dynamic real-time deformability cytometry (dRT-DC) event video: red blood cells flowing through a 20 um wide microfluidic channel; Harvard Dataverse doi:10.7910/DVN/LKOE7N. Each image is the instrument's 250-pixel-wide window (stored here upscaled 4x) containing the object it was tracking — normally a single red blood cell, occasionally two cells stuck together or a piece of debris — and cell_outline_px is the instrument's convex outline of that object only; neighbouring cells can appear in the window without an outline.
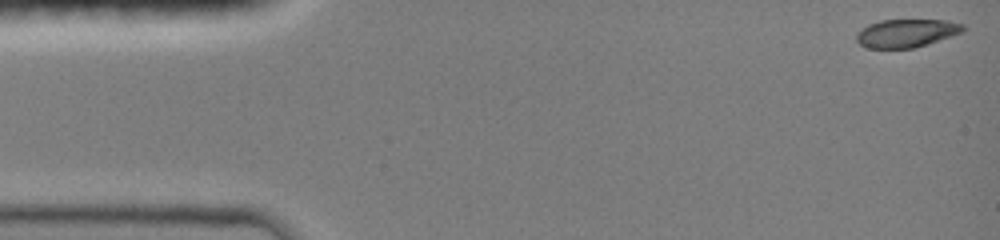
{"species": "common noctule bat (a hibernating species)", "species_latin": "Nyctalus noctula", "temperature_condition": "room temperature", "stored_images_in_passage": 18, "camera_frame_rate_fps": 3000, "um_per_image_px": 0.085, "animal": {"sex": "female", "body_mass_g": 19.0, "forearm_length_mm": 51.5}, "frame": {"image": 1, "passage_image": 1, "time_ms": 0.0, "image_size_px": [1000, 240], "cell_outline_px": [[964, 32], [912, 48], [864, 48], [856, 40], [856, 36], [868, 24], [880, 20], [948, 20], [964, 24]], "centroid_in_image_um": [77.05, 2.81], "position_along_channel_um": 7.9, "area_um2": 17.34}}
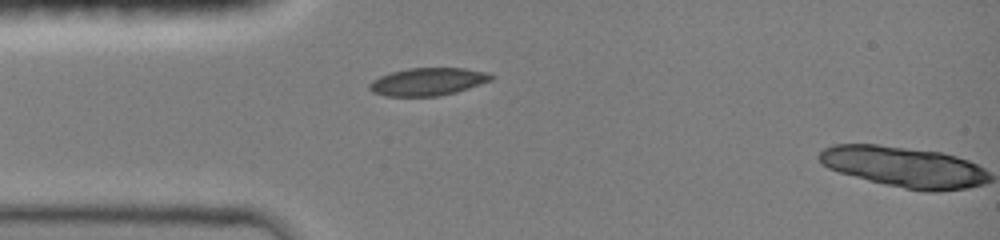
{"frame": {"image": 2, "passage_image": 17, "time_ms": 3.667, "image_size_px": [1000, 240], "cell_outline_px": [[496, 76], [492, 80], [456, 92], [436, 96], [388, 96], [372, 92], [368, 88], [368, 84], [372, 80], [380, 76], [392, 72], [408, 68], [464, 68], [488, 72]], "centroid_in_image_um": [36.37, 6.93], "position_along_channel_um": 48.6, "area_um2": 19.65}}